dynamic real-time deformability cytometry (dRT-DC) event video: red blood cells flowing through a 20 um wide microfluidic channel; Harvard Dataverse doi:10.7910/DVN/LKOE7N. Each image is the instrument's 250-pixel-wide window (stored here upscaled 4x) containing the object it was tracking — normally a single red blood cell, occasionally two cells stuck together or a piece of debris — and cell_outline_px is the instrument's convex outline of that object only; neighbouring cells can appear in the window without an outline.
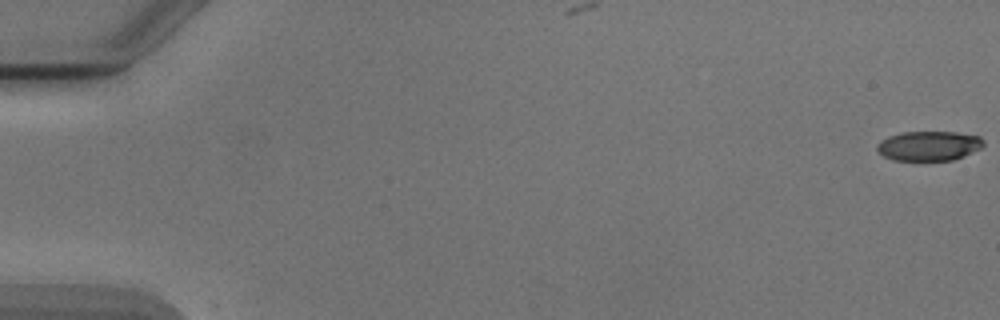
{"species": "Egyptian fruit bat (a non-hibernating species)", "species_latin": "Rousettus aegyptiacus", "temperature_condition": "cold", "stored_images_in_passage": 6, "camera_frame_rate_fps": 3000, "um_per_image_px": 0.085, "animal": {"sex": "male"}, "frame": {"image": 1, "passage_image": 1, "time_ms": 0.0, "image_size_px": [1000, 320], "cell_outline_px": [[984, 144], [980, 148], [964, 156], [952, 160], [892, 160], [884, 156], [876, 148], [880, 140], [888, 136], [900, 132], [956, 132], [980, 136], [984, 140]], "centroid_in_image_um": [78.95, 12.39], "position_along_channel_um": 6.0, "area_um2": 18.38}}